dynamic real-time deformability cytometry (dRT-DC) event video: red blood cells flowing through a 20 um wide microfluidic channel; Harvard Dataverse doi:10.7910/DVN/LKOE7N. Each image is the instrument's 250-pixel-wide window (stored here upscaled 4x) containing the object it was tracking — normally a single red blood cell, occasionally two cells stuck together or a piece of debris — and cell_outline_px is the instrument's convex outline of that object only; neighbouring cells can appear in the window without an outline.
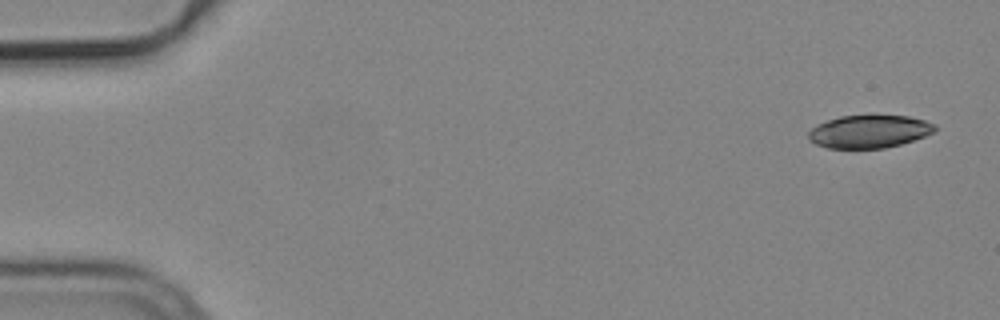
{"species": "common noctule bat (a hibernating species)", "species_latin": "Nyctalus noctula", "temperature_condition": "cold", "stored_images_in_passage": 5, "camera_frame_rate_fps": 3000, "um_per_image_px": 0.085, "animal": {"sex": "male", "body_mass_g": 19.2, "forearm_length_mm": 51.8}, "frame": {"image": 1, "passage_image": 1, "time_ms": 0.0, "image_size_px": [1000, 320], "cell_outline_px": [[936, 132], [900, 144], [884, 148], [828, 148], [816, 144], [808, 140], [808, 132], [812, 128], [828, 120], [840, 116], [908, 116], [924, 120], [936, 124]], "centroid_in_image_um": [73.89, 11.18], "position_along_channel_um": 11.1, "area_um2": 23.99}}
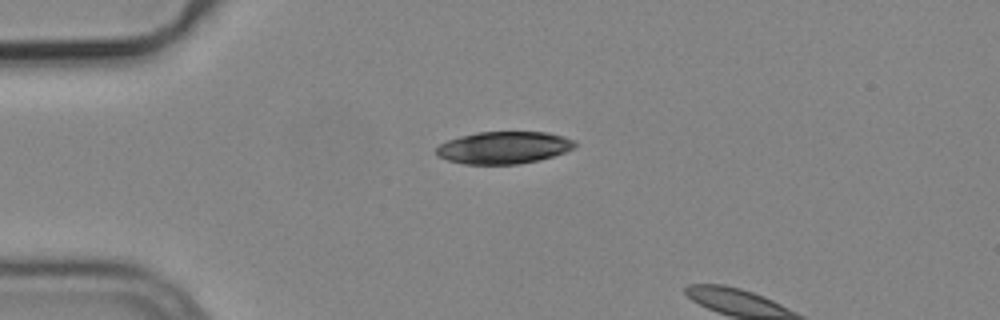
{"frame": {"image": 2, "passage_image": 4, "time_ms": 1.0, "image_size_px": [1000, 320], "cell_outline_px": [[576, 144], [572, 148], [564, 152], [540, 160], [520, 164], [464, 164], [448, 160], [440, 156], [436, 152], [436, 148], [440, 144], [448, 140], [460, 136], [476, 132], [548, 132], [564, 136], [572, 140]], "centroid_in_image_um": [42.81, 12.54], "position_along_channel_um": 42.2, "area_um2": 25.89}}